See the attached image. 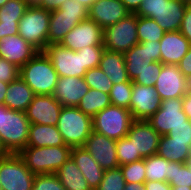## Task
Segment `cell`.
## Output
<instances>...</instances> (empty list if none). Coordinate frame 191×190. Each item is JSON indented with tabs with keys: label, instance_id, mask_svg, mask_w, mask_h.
I'll list each match as a JSON object with an SVG mask.
<instances>
[{
	"label": "cell",
	"instance_id": "cell-1",
	"mask_svg": "<svg viewBox=\"0 0 191 190\" xmlns=\"http://www.w3.org/2000/svg\"><path fill=\"white\" fill-rule=\"evenodd\" d=\"M71 146H26L18 155L34 174H55L71 157Z\"/></svg>",
	"mask_w": 191,
	"mask_h": 190
},
{
	"label": "cell",
	"instance_id": "cell-2",
	"mask_svg": "<svg viewBox=\"0 0 191 190\" xmlns=\"http://www.w3.org/2000/svg\"><path fill=\"white\" fill-rule=\"evenodd\" d=\"M29 126L26 112L0 104V142L8 154H18L27 146Z\"/></svg>",
	"mask_w": 191,
	"mask_h": 190
},
{
	"label": "cell",
	"instance_id": "cell-3",
	"mask_svg": "<svg viewBox=\"0 0 191 190\" xmlns=\"http://www.w3.org/2000/svg\"><path fill=\"white\" fill-rule=\"evenodd\" d=\"M20 77L35 95H53L58 73L44 51L37 54L20 68Z\"/></svg>",
	"mask_w": 191,
	"mask_h": 190
},
{
	"label": "cell",
	"instance_id": "cell-4",
	"mask_svg": "<svg viewBox=\"0 0 191 190\" xmlns=\"http://www.w3.org/2000/svg\"><path fill=\"white\" fill-rule=\"evenodd\" d=\"M56 127L66 145L84 146L93 131L92 117L77 107H62Z\"/></svg>",
	"mask_w": 191,
	"mask_h": 190
},
{
	"label": "cell",
	"instance_id": "cell-5",
	"mask_svg": "<svg viewBox=\"0 0 191 190\" xmlns=\"http://www.w3.org/2000/svg\"><path fill=\"white\" fill-rule=\"evenodd\" d=\"M50 15L51 11L40 6H28L18 23V34L38 51L48 45Z\"/></svg>",
	"mask_w": 191,
	"mask_h": 190
},
{
	"label": "cell",
	"instance_id": "cell-6",
	"mask_svg": "<svg viewBox=\"0 0 191 190\" xmlns=\"http://www.w3.org/2000/svg\"><path fill=\"white\" fill-rule=\"evenodd\" d=\"M134 122L132 113L125 107L110 105L92 118L93 131L108 138H124Z\"/></svg>",
	"mask_w": 191,
	"mask_h": 190
},
{
	"label": "cell",
	"instance_id": "cell-7",
	"mask_svg": "<svg viewBox=\"0 0 191 190\" xmlns=\"http://www.w3.org/2000/svg\"><path fill=\"white\" fill-rule=\"evenodd\" d=\"M138 43L135 13H130L117 23L103 29V46L106 50L124 54Z\"/></svg>",
	"mask_w": 191,
	"mask_h": 190
},
{
	"label": "cell",
	"instance_id": "cell-8",
	"mask_svg": "<svg viewBox=\"0 0 191 190\" xmlns=\"http://www.w3.org/2000/svg\"><path fill=\"white\" fill-rule=\"evenodd\" d=\"M35 175L18 154L0 158V184L3 190H31Z\"/></svg>",
	"mask_w": 191,
	"mask_h": 190
},
{
	"label": "cell",
	"instance_id": "cell-9",
	"mask_svg": "<svg viewBox=\"0 0 191 190\" xmlns=\"http://www.w3.org/2000/svg\"><path fill=\"white\" fill-rule=\"evenodd\" d=\"M44 52L50 58L59 77L83 78L87 72L83 66L82 51H73L60 44H50L47 45Z\"/></svg>",
	"mask_w": 191,
	"mask_h": 190
},
{
	"label": "cell",
	"instance_id": "cell-10",
	"mask_svg": "<svg viewBox=\"0 0 191 190\" xmlns=\"http://www.w3.org/2000/svg\"><path fill=\"white\" fill-rule=\"evenodd\" d=\"M189 119L182 109V97L161 101L160 108L147 121L162 136Z\"/></svg>",
	"mask_w": 191,
	"mask_h": 190
},
{
	"label": "cell",
	"instance_id": "cell-11",
	"mask_svg": "<svg viewBox=\"0 0 191 190\" xmlns=\"http://www.w3.org/2000/svg\"><path fill=\"white\" fill-rule=\"evenodd\" d=\"M129 80L133 81L152 62H160L159 41H145L136 44L124 53Z\"/></svg>",
	"mask_w": 191,
	"mask_h": 190
},
{
	"label": "cell",
	"instance_id": "cell-12",
	"mask_svg": "<svg viewBox=\"0 0 191 190\" xmlns=\"http://www.w3.org/2000/svg\"><path fill=\"white\" fill-rule=\"evenodd\" d=\"M59 44L73 51L86 46H103V29L87 18L74 26Z\"/></svg>",
	"mask_w": 191,
	"mask_h": 190
},
{
	"label": "cell",
	"instance_id": "cell-13",
	"mask_svg": "<svg viewBox=\"0 0 191 190\" xmlns=\"http://www.w3.org/2000/svg\"><path fill=\"white\" fill-rule=\"evenodd\" d=\"M126 137L133 143L134 156L146 158L157 154L161 135L147 120H134Z\"/></svg>",
	"mask_w": 191,
	"mask_h": 190
},
{
	"label": "cell",
	"instance_id": "cell-14",
	"mask_svg": "<svg viewBox=\"0 0 191 190\" xmlns=\"http://www.w3.org/2000/svg\"><path fill=\"white\" fill-rule=\"evenodd\" d=\"M161 98L154 86L133 83L129 110L134 120H147L159 108Z\"/></svg>",
	"mask_w": 191,
	"mask_h": 190
},
{
	"label": "cell",
	"instance_id": "cell-15",
	"mask_svg": "<svg viewBox=\"0 0 191 190\" xmlns=\"http://www.w3.org/2000/svg\"><path fill=\"white\" fill-rule=\"evenodd\" d=\"M154 87L161 100L180 98L188 92L186 77L177 64H163Z\"/></svg>",
	"mask_w": 191,
	"mask_h": 190
},
{
	"label": "cell",
	"instance_id": "cell-16",
	"mask_svg": "<svg viewBox=\"0 0 191 190\" xmlns=\"http://www.w3.org/2000/svg\"><path fill=\"white\" fill-rule=\"evenodd\" d=\"M84 148L104 171L119 167L116 152V140L92 131L86 140Z\"/></svg>",
	"mask_w": 191,
	"mask_h": 190
},
{
	"label": "cell",
	"instance_id": "cell-17",
	"mask_svg": "<svg viewBox=\"0 0 191 190\" xmlns=\"http://www.w3.org/2000/svg\"><path fill=\"white\" fill-rule=\"evenodd\" d=\"M62 106L53 95H35L26 110L30 124L57 125Z\"/></svg>",
	"mask_w": 191,
	"mask_h": 190
},
{
	"label": "cell",
	"instance_id": "cell-18",
	"mask_svg": "<svg viewBox=\"0 0 191 190\" xmlns=\"http://www.w3.org/2000/svg\"><path fill=\"white\" fill-rule=\"evenodd\" d=\"M38 50L19 34L0 38V57L21 68L31 60Z\"/></svg>",
	"mask_w": 191,
	"mask_h": 190
},
{
	"label": "cell",
	"instance_id": "cell-19",
	"mask_svg": "<svg viewBox=\"0 0 191 190\" xmlns=\"http://www.w3.org/2000/svg\"><path fill=\"white\" fill-rule=\"evenodd\" d=\"M89 90L84 78L68 76L59 77L53 97L62 107H77Z\"/></svg>",
	"mask_w": 191,
	"mask_h": 190
},
{
	"label": "cell",
	"instance_id": "cell-20",
	"mask_svg": "<svg viewBox=\"0 0 191 190\" xmlns=\"http://www.w3.org/2000/svg\"><path fill=\"white\" fill-rule=\"evenodd\" d=\"M129 14L121 0H96L88 9V18L102 29L117 23Z\"/></svg>",
	"mask_w": 191,
	"mask_h": 190
},
{
	"label": "cell",
	"instance_id": "cell-21",
	"mask_svg": "<svg viewBox=\"0 0 191 190\" xmlns=\"http://www.w3.org/2000/svg\"><path fill=\"white\" fill-rule=\"evenodd\" d=\"M159 43L162 64H178L191 45L179 30L166 32Z\"/></svg>",
	"mask_w": 191,
	"mask_h": 190
},
{
	"label": "cell",
	"instance_id": "cell-22",
	"mask_svg": "<svg viewBox=\"0 0 191 190\" xmlns=\"http://www.w3.org/2000/svg\"><path fill=\"white\" fill-rule=\"evenodd\" d=\"M188 3L187 0H167L152 19L166 32L178 31Z\"/></svg>",
	"mask_w": 191,
	"mask_h": 190
},
{
	"label": "cell",
	"instance_id": "cell-23",
	"mask_svg": "<svg viewBox=\"0 0 191 190\" xmlns=\"http://www.w3.org/2000/svg\"><path fill=\"white\" fill-rule=\"evenodd\" d=\"M88 14H70L64 11H51L48 31V45L59 44L64 36Z\"/></svg>",
	"mask_w": 191,
	"mask_h": 190
},
{
	"label": "cell",
	"instance_id": "cell-24",
	"mask_svg": "<svg viewBox=\"0 0 191 190\" xmlns=\"http://www.w3.org/2000/svg\"><path fill=\"white\" fill-rule=\"evenodd\" d=\"M71 158L77 164L78 169L82 172L90 188L95 190L102 181L104 170L92 158L84 146L72 147Z\"/></svg>",
	"mask_w": 191,
	"mask_h": 190
},
{
	"label": "cell",
	"instance_id": "cell-25",
	"mask_svg": "<svg viewBox=\"0 0 191 190\" xmlns=\"http://www.w3.org/2000/svg\"><path fill=\"white\" fill-rule=\"evenodd\" d=\"M27 8L26 0H8L0 8V38L18 34V23Z\"/></svg>",
	"mask_w": 191,
	"mask_h": 190
},
{
	"label": "cell",
	"instance_id": "cell-26",
	"mask_svg": "<svg viewBox=\"0 0 191 190\" xmlns=\"http://www.w3.org/2000/svg\"><path fill=\"white\" fill-rule=\"evenodd\" d=\"M34 96L33 90L19 76L8 84L4 105L11 110L26 112Z\"/></svg>",
	"mask_w": 191,
	"mask_h": 190
},
{
	"label": "cell",
	"instance_id": "cell-27",
	"mask_svg": "<svg viewBox=\"0 0 191 190\" xmlns=\"http://www.w3.org/2000/svg\"><path fill=\"white\" fill-rule=\"evenodd\" d=\"M27 146H68L55 125L30 124Z\"/></svg>",
	"mask_w": 191,
	"mask_h": 190
},
{
	"label": "cell",
	"instance_id": "cell-28",
	"mask_svg": "<svg viewBox=\"0 0 191 190\" xmlns=\"http://www.w3.org/2000/svg\"><path fill=\"white\" fill-rule=\"evenodd\" d=\"M98 67L108 76L113 84L129 81L123 53L105 49Z\"/></svg>",
	"mask_w": 191,
	"mask_h": 190
},
{
	"label": "cell",
	"instance_id": "cell-29",
	"mask_svg": "<svg viewBox=\"0 0 191 190\" xmlns=\"http://www.w3.org/2000/svg\"><path fill=\"white\" fill-rule=\"evenodd\" d=\"M157 154L170 162L186 163L191 156V146L187 142L171 141L166 134L159 139Z\"/></svg>",
	"mask_w": 191,
	"mask_h": 190
},
{
	"label": "cell",
	"instance_id": "cell-30",
	"mask_svg": "<svg viewBox=\"0 0 191 190\" xmlns=\"http://www.w3.org/2000/svg\"><path fill=\"white\" fill-rule=\"evenodd\" d=\"M55 174L66 190H92L71 157Z\"/></svg>",
	"mask_w": 191,
	"mask_h": 190
},
{
	"label": "cell",
	"instance_id": "cell-31",
	"mask_svg": "<svg viewBox=\"0 0 191 190\" xmlns=\"http://www.w3.org/2000/svg\"><path fill=\"white\" fill-rule=\"evenodd\" d=\"M110 105L109 94L89 88L86 95L82 97L77 108L84 114L93 118L98 112Z\"/></svg>",
	"mask_w": 191,
	"mask_h": 190
},
{
	"label": "cell",
	"instance_id": "cell-32",
	"mask_svg": "<svg viewBox=\"0 0 191 190\" xmlns=\"http://www.w3.org/2000/svg\"><path fill=\"white\" fill-rule=\"evenodd\" d=\"M146 181L167 182V175L170 171V161L154 154L144 158Z\"/></svg>",
	"mask_w": 191,
	"mask_h": 190
},
{
	"label": "cell",
	"instance_id": "cell-33",
	"mask_svg": "<svg viewBox=\"0 0 191 190\" xmlns=\"http://www.w3.org/2000/svg\"><path fill=\"white\" fill-rule=\"evenodd\" d=\"M165 33L166 31L152 18L137 16V36L139 43L160 41Z\"/></svg>",
	"mask_w": 191,
	"mask_h": 190
},
{
	"label": "cell",
	"instance_id": "cell-34",
	"mask_svg": "<svg viewBox=\"0 0 191 190\" xmlns=\"http://www.w3.org/2000/svg\"><path fill=\"white\" fill-rule=\"evenodd\" d=\"M83 78L89 88L110 94L113 82L99 67L87 70Z\"/></svg>",
	"mask_w": 191,
	"mask_h": 190
},
{
	"label": "cell",
	"instance_id": "cell-35",
	"mask_svg": "<svg viewBox=\"0 0 191 190\" xmlns=\"http://www.w3.org/2000/svg\"><path fill=\"white\" fill-rule=\"evenodd\" d=\"M133 82L129 80L128 82H122L118 84H113L110 90V102L111 105L130 108V100L132 95Z\"/></svg>",
	"mask_w": 191,
	"mask_h": 190
},
{
	"label": "cell",
	"instance_id": "cell-36",
	"mask_svg": "<svg viewBox=\"0 0 191 190\" xmlns=\"http://www.w3.org/2000/svg\"><path fill=\"white\" fill-rule=\"evenodd\" d=\"M167 183L171 186L191 187V170L185 163L170 162Z\"/></svg>",
	"mask_w": 191,
	"mask_h": 190
},
{
	"label": "cell",
	"instance_id": "cell-37",
	"mask_svg": "<svg viewBox=\"0 0 191 190\" xmlns=\"http://www.w3.org/2000/svg\"><path fill=\"white\" fill-rule=\"evenodd\" d=\"M119 167L122 170L125 183L146 182L144 158Z\"/></svg>",
	"mask_w": 191,
	"mask_h": 190
},
{
	"label": "cell",
	"instance_id": "cell-38",
	"mask_svg": "<svg viewBox=\"0 0 191 190\" xmlns=\"http://www.w3.org/2000/svg\"><path fill=\"white\" fill-rule=\"evenodd\" d=\"M125 179L120 167L105 170L102 181L95 190H124Z\"/></svg>",
	"mask_w": 191,
	"mask_h": 190
},
{
	"label": "cell",
	"instance_id": "cell-39",
	"mask_svg": "<svg viewBox=\"0 0 191 190\" xmlns=\"http://www.w3.org/2000/svg\"><path fill=\"white\" fill-rule=\"evenodd\" d=\"M116 152L119 166L143 159L142 156H134L133 143L126 136L116 140Z\"/></svg>",
	"mask_w": 191,
	"mask_h": 190
},
{
	"label": "cell",
	"instance_id": "cell-40",
	"mask_svg": "<svg viewBox=\"0 0 191 190\" xmlns=\"http://www.w3.org/2000/svg\"><path fill=\"white\" fill-rule=\"evenodd\" d=\"M162 65L163 64L161 62L150 63L147 68L138 74L132 82L144 86H154L161 73Z\"/></svg>",
	"mask_w": 191,
	"mask_h": 190
},
{
	"label": "cell",
	"instance_id": "cell-41",
	"mask_svg": "<svg viewBox=\"0 0 191 190\" xmlns=\"http://www.w3.org/2000/svg\"><path fill=\"white\" fill-rule=\"evenodd\" d=\"M31 190H66L56 174L35 175Z\"/></svg>",
	"mask_w": 191,
	"mask_h": 190
},
{
	"label": "cell",
	"instance_id": "cell-42",
	"mask_svg": "<svg viewBox=\"0 0 191 190\" xmlns=\"http://www.w3.org/2000/svg\"><path fill=\"white\" fill-rule=\"evenodd\" d=\"M104 50V46H86L79 50L82 51L83 66L87 70L97 68Z\"/></svg>",
	"mask_w": 191,
	"mask_h": 190
},
{
	"label": "cell",
	"instance_id": "cell-43",
	"mask_svg": "<svg viewBox=\"0 0 191 190\" xmlns=\"http://www.w3.org/2000/svg\"><path fill=\"white\" fill-rule=\"evenodd\" d=\"M20 76V68L0 57V81L10 83Z\"/></svg>",
	"mask_w": 191,
	"mask_h": 190
},
{
	"label": "cell",
	"instance_id": "cell-44",
	"mask_svg": "<svg viewBox=\"0 0 191 190\" xmlns=\"http://www.w3.org/2000/svg\"><path fill=\"white\" fill-rule=\"evenodd\" d=\"M171 141L187 142L191 146V121H186V125H178L168 133Z\"/></svg>",
	"mask_w": 191,
	"mask_h": 190
},
{
	"label": "cell",
	"instance_id": "cell-45",
	"mask_svg": "<svg viewBox=\"0 0 191 190\" xmlns=\"http://www.w3.org/2000/svg\"><path fill=\"white\" fill-rule=\"evenodd\" d=\"M166 1L167 0H144L135 14L141 17L152 18Z\"/></svg>",
	"mask_w": 191,
	"mask_h": 190
},
{
	"label": "cell",
	"instance_id": "cell-46",
	"mask_svg": "<svg viewBox=\"0 0 191 190\" xmlns=\"http://www.w3.org/2000/svg\"><path fill=\"white\" fill-rule=\"evenodd\" d=\"M53 11H64V13L70 14H88V9L76 0H67L60 6L59 9Z\"/></svg>",
	"mask_w": 191,
	"mask_h": 190
},
{
	"label": "cell",
	"instance_id": "cell-47",
	"mask_svg": "<svg viewBox=\"0 0 191 190\" xmlns=\"http://www.w3.org/2000/svg\"><path fill=\"white\" fill-rule=\"evenodd\" d=\"M182 35H184L191 43V2L188 3L184 17L182 19L181 27L179 29Z\"/></svg>",
	"mask_w": 191,
	"mask_h": 190
},
{
	"label": "cell",
	"instance_id": "cell-48",
	"mask_svg": "<svg viewBox=\"0 0 191 190\" xmlns=\"http://www.w3.org/2000/svg\"><path fill=\"white\" fill-rule=\"evenodd\" d=\"M182 74L187 77L191 75V45L186 55L177 64Z\"/></svg>",
	"mask_w": 191,
	"mask_h": 190
},
{
	"label": "cell",
	"instance_id": "cell-49",
	"mask_svg": "<svg viewBox=\"0 0 191 190\" xmlns=\"http://www.w3.org/2000/svg\"><path fill=\"white\" fill-rule=\"evenodd\" d=\"M146 190H171V185L164 181H146Z\"/></svg>",
	"mask_w": 191,
	"mask_h": 190
},
{
	"label": "cell",
	"instance_id": "cell-50",
	"mask_svg": "<svg viewBox=\"0 0 191 190\" xmlns=\"http://www.w3.org/2000/svg\"><path fill=\"white\" fill-rule=\"evenodd\" d=\"M67 0H42V4L40 7L53 11L59 9L60 6Z\"/></svg>",
	"mask_w": 191,
	"mask_h": 190
},
{
	"label": "cell",
	"instance_id": "cell-51",
	"mask_svg": "<svg viewBox=\"0 0 191 190\" xmlns=\"http://www.w3.org/2000/svg\"><path fill=\"white\" fill-rule=\"evenodd\" d=\"M182 109L187 115V118L191 121V92H187L182 97Z\"/></svg>",
	"mask_w": 191,
	"mask_h": 190
},
{
	"label": "cell",
	"instance_id": "cell-52",
	"mask_svg": "<svg viewBox=\"0 0 191 190\" xmlns=\"http://www.w3.org/2000/svg\"><path fill=\"white\" fill-rule=\"evenodd\" d=\"M144 0H121L130 13H136Z\"/></svg>",
	"mask_w": 191,
	"mask_h": 190
},
{
	"label": "cell",
	"instance_id": "cell-53",
	"mask_svg": "<svg viewBox=\"0 0 191 190\" xmlns=\"http://www.w3.org/2000/svg\"><path fill=\"white\" fill-rule=\"evenodd\" d=\"M124 190H146L144 183H125Z\"/></svg>",
	"mask_w": 191,
	"mask_h": 190
},
{
	"label": "cell",
	"instance_id": "cell-54",
	"mask_svg": "<svg viewBox=\"0 0 191 190\" xmlns=\"http://www.w3.org/2000/svg\"><path fill=\"white\" fill-rule=\"evenodd\" d=\"M9 83L0 81V104H4L6 90Z\"/></svg>",
	"mask_w": 191,
	"mask_h": 190
},
{
	"label": "cell",
	"instance_id": "cell-55",
	"mask_svg": "<svg viewBox=\"0 0 191 190\" xmlns=\"http://www.w3.org/2000/svg\"><path fill=\"white\" fill-rule=\"evenodd\" d=\"M76 1L82 3L83 6H85L87 9H89V7H91L96 2V0H76Z\"/></svg>",
	"mask_w": 191,
	"mask_h": 190
},
{
	"label": "cell",
	"instance_id": "cell-56",
	"mask_svg": "<svg viewBox=\"0 0 191 190\" xmlns=\"http://www.w3.org/2000/svg\"><path fill=\"white\" fill-rule=\"evenodd\" d=\"M28 6H41L42 0H26Z\"/></svg>",
	"mask_w": 191,
	"mask_h": 190
},
{
	"label": "cell",
	"instance_id": "cell-57",
	"mask_svg": "<svg viewBox=\"0 0 191 190\" xmlns=\"http://www.w3.org/2000/svg\"><path fill=\"white\" fill-rule=\"evenodd\" d=\"M8 155L7 151L4 149L0 142V158L6 157Z\"/></svg>",
	"mask_w": 191,
	"mask_h": 190
},
{
	"label": "cell",
	"instance_id": "cell-58",
	"mask_svg": "<svg viewBox=\"0 0 191 190\" xmlns=\"http://www.w3.org/2000/svg\"><path fill=\"white\" fill-rule=\"evenodd\" d=\"M171 190H191V187L171 186Z\"/></svg>",
	"mask_w": 191,
	"mask_h": 190
},
{
	"label": "cell",
	"instance_id": "cell-59",
	"mask_svg": "<svg viewBox=\"0 0 191 190\" xmlns=\"http://www.w3.org/2000/svg\"><path fill=\"white\" fill-rule=\"evenodd\" d=\"M187 89L188 92H191V75L186 77Z\"/></svg>",
	"mask_w": 191,
	"mask_h": 190
},
{
	"label": "cell",
	"instance_id": "cell-60",
	"mask_svg": "<svg viewBox=\"0 0 191 190\" xmlns=\"http://www.w3.org/2000/svg\"><path fill=\"white\" fill-rule=\"evenodd\" d=\"M185 164L187 165L189 170H191V156H190V158L187 160V162Z\"/></svg>",
	"mask_w": 191,
	"mask_h": 190
},
{
	"label": "cell",
	"instance_id": "cell-61",
	"mask_svg": "<svg viewBox=\"0 0 191 190\" xmlns=\"http://www.w3.org/2000/svg\"><path fill=\"white\" fill-rule=\"evenodd\" d=\"M8 0H0V8L7 2Z\"/></svg>",
	"mask_w": 191,
	"mask_h": 190
}]
</instances>
